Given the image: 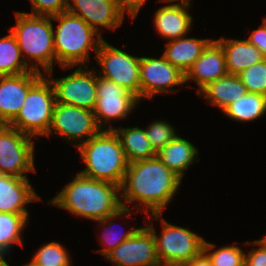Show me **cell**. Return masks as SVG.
<instances>
[{"instance_id": "cell-32", "label": "cell", "mask_w": 266, "mask_h": 266, "mask_svg": "<svg viewBox=\"0 0 266 266\" xmlns=\"http://www.w3.org/2000/svg\"><path fill=\"white\" fill-rule=\"evenodd\" d=\"M145 132L152 148L156 152L165 147L177 136L175 128L164 120L152 121V123L145 128Z\"/></svg>"}, {"instance_id": "cell-27", "label": "cell", "mask_w": 266, "mask_h": 266, "mask_svg": "<svg viewBox=\"0 0 266 266\" xmlns=\"http://www.w3.org/2000/svg\"><path fill=\"white\" fill-rule=\"evenodd\" d=\"M29 214L0 212V250L9 254L16 244L23 247L22 232L28 225ZM14 245V246H13Z\"/></svg>"}, {"instance_id": "cell-24", "label": "cell", "mask_w": 266, "mask_h": 266, "mask_svg": "<svg viewBox=\"0 0 266 266\" xmlns=\"http://www.w3.org/2000/svg\"><path fill=\"white\" fill-rule=\"evenodd\" d=\"M113 130L120 139L128 163L156 157L157 152L152 148L145 128L117 127Z\"/></svg>"}, {"instance_id": "cell-25", "label": "cell", "mask_w": 266, "mask_h": 266, "mask_svg": "<svg viewBox=\"0 0 266 266\" xmlns=\"http://www.w3.org/2000/svg\"><path fill=\"white\" fill-rule=\"evenodd\" d=\"M222 112L226 117L237 122L257 120L266 114V96L247 92L243 97L228 105Z\"/></svg>"}, {"instance_id": "cell-16", "label": "cell", "mask_w": 266, "mask_h": 266, "mask_svg": "<svg viewBox=\"0 0 266 266\" xmlns=\"http://www.w3.org/2000/svg\"><path fill=\"white\" fill-rule=\"evenodd\" d=\"M37 71L0 76V124L9 125L19 114L29 89L43 76Z\"/></svg>"}, {"instance_id": "cell-35", "label": "cell", "mask_w": 266, "mask_h": 266, "mask_svg": "<svg viewBox=\"0 0 266 266\" xmlns=\"http://www.w3.org/2000/svg\"><path fill=\"white\" fill-rule=\"evenodd\" d=\"M246 40L256 46L266 57V18H263L260 27L254 29Z\"/></svg>"}, {"instance_id": "cell-39", "label": "cell", "mask_w": 266, "mask_h": 266, "mask_svg": "<svg viewBox=\"0 0 266 266\" xmlns=\"http://www.w3.org/2000/svg\"><path fill=\"white\" fill-rule=\"evenodd\" d=\"M170 1L191 4V0H170Z\"/></svg>"}, {"instance_id": "cell-37", "label": "cell", "mask_w": 266, "mask_h": 266, "mask_svg": "<svg viewBox=\"0 0 266 266\" xmlns=\"http://www.w3.org/2000/svg\"><path fill=\"white\" fill-rule=\"evenodd\" d=\"M181 266H212V263L206 253L202 251L199 255L183 263Z\"/></svg>"}, {"instance_id": "cell-23", "label": "cell", "mask_w": 266, "mask_h": 266, "mask_svg": "<svg viewBox=\"0 0 266 266\" xmlns=\"http://www.w3.org/2000/svg\"><path fill=\"white\" fill-rule=\"evenodd\" d=\"M156 156L170 170L181 179L185 175V170L189 169L198 160V149L187 139L177 135L165 147L160 149ZM196 159V160H195Z\"/></svg>"}, {"instance_id": "cell-34", "label": "cell", "mask_w": 266, "mask_h": 266, "mask_svg": "<svg viewBox=\"0 0 266 266\" xmlns=\"http://www.w3.org/2000/svg\"><path fill=\"white\" fill-rule=\"evenodd\" d=\"M244 243L259 246L258 249L253 247L249 253H245L244 266H266V242L261 238Z\"/></svg>"}, {"instance_id": "cell-7", "label": "cell", "mask_w": 266, "mask_h": 266, "mask_svg": "<svg viewBox=\"0 0 266 266\" xmlns=\"http://www.w3.org/2000/svg\"><path fill=\"white\" fill-rule=\"evenodd\" d=\"M56 102L53 84L43 75L28 91L17 117L9 124L33 138L46 136Z\"/></svg>"}, {"instance_id": "cell-11", "label": "cell", "mask_w": 266, "mask_h": 266, "mask_svg": "<svg viewBox=\"0 0 266 266\" xmlns=\"http://www.w3.org/2000/svg\"><path fill=\"white\" fill-rule=\"evenodd\" d=\"M76 67L74 72L58 79L52 78L54 70L45 75L53 84L56 102L93 111L97 101V70L94 66L92 70Z\"/></svg>"}, {"instance_id": "cell-28", "label": "cell", "mask_w": 266, "mask_h": 266, "mask_svg": "<svg viewBox=\"0 0 266 266\" xmlns=\"http://www.w3.org/2000/svg\"><path fill=\"white\" fill-rule=\"evenodd\" d=\"M131 212H137L134 209L122 207L118 211H116L114 214L107 216L104 219L96 221L100 226H103L104 232L102 231V235H100L101 238V244L104 245L103 249L97 250L98 253H100L102 256L106 257L113 249H115L118 245H120L123 241L130 238L139 228L134 227L132 230H128L126 232H119L115 230L112 231V227L115 225L112 221H114L117 218H121V216L125 214H130ZM114 224V225H113ZM114 230V229H113Z\"/></svg>"}, {"instance_id": "cell-40", "label": "cell", "mask_w": 266, "mask_h": 266, "mask_svg": "<svg viewBox=\"0 0 266 266\" xmlns=\"http://www.w3.org/2000/svg\"><path fill=\"white\" fill-rule=\"evenodd\" d=\"M22 266H39V265H37L36 263H34L33 261H31V262H29V263H27L25 265H22Z\"/></svg>"}, {"instance_id": "cell-26", "label": "cell", "mask_w": 266, "mask_h": 266, "mask_svg": "<svg viewBox=\"0 0 266 266\" xmlns=\"http://www.w3.org/2000/svg\"><path fill=\"white\" fill-rule=\"evenodd\" d=\"M0 38V76L24 74L33 71L23 59L13 33Z\"/></svg>"}, {"instance_id": "cell-22", "label": "cell", "mask_w": 266, "mask_h": 266, "mask_svg": "<svg viewBox=\"0 0 266 266\" xmlns=\"http://www.w3.org/2000/svg\"><path fill=\"white\" fill-rule=\"evenodd\" d=\"M247 93L238 75L227 74L202 88L198 95L223 111L228 105Z\"/></svg>"}, {"instance_id": "cell-12", "label": "cell", "mask_w": 266, "mask_h": 266, "mask_svg": "<svg viewBox=\"0 0 266 266\" xmlns=\"http://www.w3.org/2000/svg\"><path fill=\"white\" fill-rule=\"evenodd\" d=\"M138 103L136 95L97 73V101L93 113L102 130H113L115 127L110 122L125 119Z\"/></svg>"}, {"instance_id": "cell-33", "label": "cell", "mask_w": 266, "mask_h": 266, "mask_svg": "<svg viewBox=\"0 0 266 266\" xmlns=\"http://www.w3.org/2000/svg\"><path fill=\"white\" fill-rule=\"evenodd\" d=\"M32 15L54 16L67 10L68 0H30Z\"/></svg>"}, {"instance_id": "cell-21", "label": "cell", "mask_w": 266, "mask_h": 266, "mask_svg": "<svg viewBox=\"0 0 266 266\" xmlns=\"http://www.w3.org/2000/svg\"><path fill=\"white\" fill-rule=\"evenodd\" d=\"M213 40L212 38L199 39L185 36L167 40L163 55L170 64L185 74Z\"/></svg>"}, {"instance_id": "cell-5", "label": "cell", "mask_w": 266, "mask_h": 266, "mask_svg": "<svg viewBox=\"0 0 266 266\" xmlns=\"http://www.w3.org/2000/svg\"><path fill=\"white\" fill-rule=\"evenodd\" d=\"M14 13L16 23L9 30L17 39L23 59L32 70L45 75L53 70L56 60L52 17L18 11Z\"/></svg>"}, {"instance_id": "cell-2", "label": "cell", "mask_w": 266, "mask_h": 266, "mask_svg": "<svg viewBox=\"0 0 266 266\" xmlns=\"http://www.w3.org/2000/svg\"><path fill=\"white\" fill-rule=\"evenodd\" d=\"M72 179L56 196L47 201L48 204L93 221L104 219L122 208L119 185L88 178L79 173Z\"/></svg>"}, {"instance_id": "cell-17", "label": "cell", "mask_w": 266, "mask_h": 266, "mask_svg": "<svg viewBox=\"0 0 266 266\" xmlns=\"http://www.w3.org/2000/svg\"><path fill=\"white\" fill-rule=\"evenodd\" d=\"M159 1L167 4L156 10L154 15L153 23L157 33L168 40L186 36L193 25V17L188 11L191 4L170 0Z\"/></svg>"}, {"instance_id": "cell-15", "label": "cell", "mask_w": 266, "mask_h": 266, "mask_svg": "<svg viewBox=\"0 0 266 266\" xmlns=\"http://www.w3.org/2000/svg\"><path fill=\"white\" fill-rule=\"evenodd\" d=\"M66 11L81 17L101 37L103 28L114 30L125 17L118 0H68Z\"/></svg>"}, {"instance_id": "cell-19", "label": "cell", "mask_w": 266, "mask_h": 266, "mask_svg": "<svg viewBox=\"0 0 266 266\" xmlns=\"http://www.w3.org/2000/svg\"><path fill=\"white\" fill-rule=\"evenodd\" d=\"M28 178L0 174V212L29 214L26 205L41 200Z\"/></svg>"}, {"instance_id": "cell-4", "label": "cell", "mask_w": 266, "mask_h": 266, "mask_svg": "<svg viewBox=\"0 0 266 266\" xmlns=\"http://www.w3.org/2000/svg\"><path fill=\"white\" fill-rule=\"evenodd\" d=\"M78 151L86 167L79 174L121 187L129 163L114 130H101L80 145Z\"/></svg>"}, {"instance_id": "cell-20", "label": "cell", "mask_w": 266, "mask_h": 266, "mask_svg": "<svg viewBox=\"0 0 266 266\" xmlns=\"http://www.w3.org/2000/svg\"><path fill=\"white\" fill-rule=\"evenodd\" d=\"M215 41L221 46L226 62L228 74L238 75L243 70L264 60L261 51L246 39L220 38Z\"/></svg>"}, {"instance_id": "cell-1", "label": "cell", "mask_w": 266, "mask_h": 266, "mask_svg": "<svg viewBox=\"0 0 266 266\" xmlns=\"http://www.w3.org/2000/svg\"><path fill=\"white\" fill-rule=\"evenodd\" d=\"M181 181L157 156L131 162L120 187L122 207L131 208L134 203L145 216L162 213L177 194Z\"/></svg>"}, {"instance_id": "cell-9", "label": "cell", "mask_w": 266, "mask_h": 266, "mask_svg": "<svg viewBox=\"0 0 266 266\" xmlns=\"http://www.w3.org/2000/svg\"><path fill=\"white\" fill-rule=\"evenodd\" d=\"M32 139L10 125L0 124V174L28 178V172H36Z\"/></svg>"}, {"instance_id": "cell-18", "label": "cell", "mask_w": 266, "mask_h": 266, "mask_svg": "<svg viewBox=\"0 0 266 266\" xmlns=\"http://www.w3.org/2000/svg\"><path fill=\"white\" fill-rule=\"evenodd\" d=\"M227 74L224 52L221 46L213 40L184 74V83L189 80L194 81L198 86L196 88L198 93L207 84Z\"/></svg>"}, {"instance_id": "cell-14", "label": "cell", "mask_w": 266, "mask_h": 266, "mask_svg": "<svg viewBox=\"0 0 266 266\" xmlns=\"http://www.w3.org/2000/svg\"><path fill=\"white\" fill-rule=\"evenodd\" d=\"M105 258L116 266H161L154 236L146 226L140 227Z\"/></svg>"}, {"instance_id": "cell-36", "label": "cell", "mask_w": 266, "mask_h": 266, "mask_svg": "<svg viewBox=\"0 0 266 266\" xmlns=\"http://www.w3.org/2000/svg\"><path fill=\"white\" fill-rule=\"evenodd\" d=\"M146 1L148 0H118L122 12L125 14L127 11L132 20H135Z\"/></svg>"}, {"instance_id": "cell-31", "label": "cell", "mask_w": 266, "mask_h": 266, "mask_svg": "<svg viewBox=\"0 0 266 266\" xmlns=\"http://www.w3.org/2000/svg\"><path fill=\"white\" fill-rule=\"evenodd\" d=\"M247 92L266 96V58L238 74Z\"/></svg>"}, {"instance_id": "cell-29", "label": "cell", "mask_w": 266, "mask_h": 266, "mask_svg": "<svg viewBox=\"0 0 266 266\" xmlns=\"http://www.w3.org/2000/svg\"><path fill=\"white\" fill-rule=\"evenodd\" d=\"M214 246L216 245L204 241L203 251L211 260L212 266H244L245 252L238 245H227L213 250Z\"/></svg>"}, {"instance_id": "cell-3", "label": "cell", "mask_w": 266, "mask_h": 266, "mask_svg": "<svg viewBox=\"0 0 266 266\" xmlns=\"http://www.w3.org/2000/svg\"><path fill=\"white\" fill-rule=\"evenodd\" d=\"M52 20L58 22L56 30L53 29V41L56 62L59 67L64 71L89 63L90 51L93 50L96 55L104 38L97 34L81 17L67 11L52 16Z\"/></svg>"}, {"instance_id": "cell-10", "label": "cell", "mask_w": 266, "mask_h": 266, "mask_svg": "<svg viewBox=\"0 0 266 266\" xmlns=\"http://www.w3.org/2000/svg\"><path fill=\"white\" fill-rule=\"evenodd\" d=\"M101 130L92 110L55 102L46 137L55 134L78 148Z\"/></svg>"}, {"instance_id": "cell-30", "label": "cell", "mask_w": 266, "mask_h": 266, "mask_svg": "<svg viewBox=\"0 0 266 266\" xmlns=\"http://www.w3.org/2000/svg\"><path fill=\"white\" fill-rule=\"evenodd\" d=\"M69 251L59 242L42 245L33 255L31 261L39 266H72Z\"/></svg>"}, {"instance_id": "cell-38", "label": "cell", "mask_w": 266, "mask_h": 266, "mask_svg": "<svg viewBox=\"0 0 266 266\" xmlns=\"http://www.w3.org/2000/svg\"><path fill=\"white\" fill-rule=\"evenodd\" d=\"M6 254L0 250V266H3L6 263L5 256Z\"/></svg>"}, {"instance_id": "cell-6", "label": "cell", "mask_w": 266, "mask_h": 266, "mask_svg": "<svg viewBox=\"0 0 266 266\" xmlns=\"http://www.w3.org/2000/svg\"><path fill=\"white\" fill-rule=\"evenodd\" d=\"M162 213L148 214L145 217L151 221L152 216L160 220L162 224L161 235H156L153 223L150 222L146 227L152 232L156 252L161 266H181L190 261L203 251L205 239L192 232L188 228L176 226L161 218Z\"/></svg>"}, {"instance_id": "cell-13", "label": "cell", "mask_w": 266, "mask_h": 266, "mask_svg": "<svg viewBox=\"0 0 266 266\" xmlns=\"http://www.w3.org/2000/svg\"><path fill=\"white\" fill-rule=\"evenodd\" d=\"M140 100L151 99L156 94L176 93L172 87L181 86L184 83V73L176 66L170 64L164 57H141L140 60Z\"/></svg>"}, {"instance_id": "cell-8", "label": "cell", "mask_w": 266, "mask_h": 266, "mask_svg": "<svg viewBox=\"0 0 266 266\" xmlns=\"http://www.w3.org/2000/svg\"><path fill=\"white\" fill-rule=\"evenodd\" d=\"M95 59L101 69L98 76L115 82L140 100V60L128 52L110 45L104 39L99 45Z\"/></svg>"}]
</instances>
